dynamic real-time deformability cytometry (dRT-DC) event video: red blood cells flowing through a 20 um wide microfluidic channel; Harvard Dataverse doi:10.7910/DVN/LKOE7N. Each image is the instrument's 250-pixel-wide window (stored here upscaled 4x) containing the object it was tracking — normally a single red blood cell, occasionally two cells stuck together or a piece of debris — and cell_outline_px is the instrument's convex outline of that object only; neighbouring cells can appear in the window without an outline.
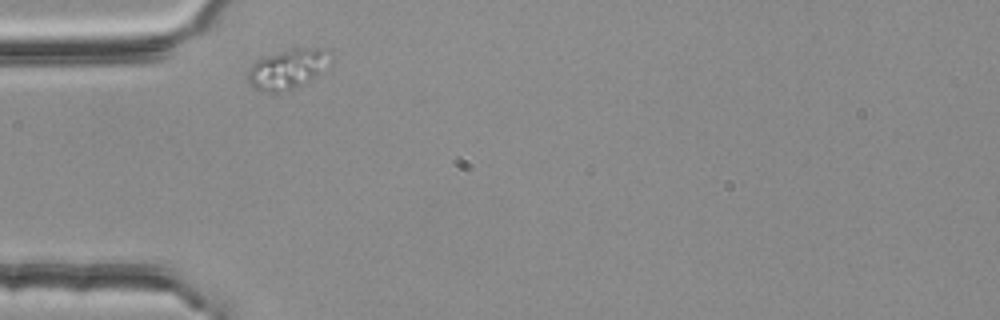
{"species": "common noctule bat (a hibernating species)", "species_latin": "Nyctalus noctula", "temperature_condition": "room temperature", "stored_images_in_passage": 2, "camera_frame_rate_fps": 3000, "um_per_image_px": 0.085, "animal": {"sex": "female", "body_mass_g": 25.1}, "frame": {"image": 1, "passage_image": 1, "time_ms": 0.0, "image_size_px": [1000, 320], "cell_outline_px": [[332, 60], [312, 76], [292, 88], [276, 92], [260, 92], [252, 88], [248, 80], [248, 72], [252, 64], [256, 60], [268, 56], [296, 48], [328, 48], [332, 52]], "centroid_in_image_um": [24.42, 5.84], "position_along_channel_um": 60.6, "area_um2": 18.5}}